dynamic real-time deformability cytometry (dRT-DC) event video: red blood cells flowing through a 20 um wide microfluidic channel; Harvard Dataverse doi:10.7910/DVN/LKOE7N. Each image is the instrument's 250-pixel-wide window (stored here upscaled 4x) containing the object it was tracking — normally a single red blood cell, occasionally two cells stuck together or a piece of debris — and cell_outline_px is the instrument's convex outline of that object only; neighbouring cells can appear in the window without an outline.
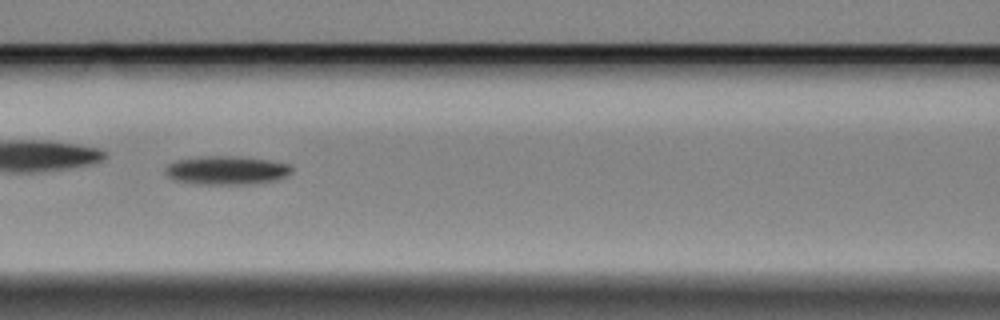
{"species": "Egyptian fruit bat (a non-hibernating species)", "species_latin": "Rousettus aegyptiacus", "temperature_condition": "cold", "stored_images_in_passage": 58, "camera_frame_rate_fps": 3000, "um_per_image_px": 0.085, "animal": {"sex": "female"}, "frame": {"image": 1, "passage_image": 25, "time_ms": 8.0, "image_size_px": [1000, 320], "cell_outline_px": [[292, 172], [276, 180], [252, 184], [200, 184], [176, 180], [168, 176], [164, 172], [164, 168], [168, 164], [176, 160], [200, 156], [228, 156], [268, 160], [288, 164], [292, 168]], "centroid_in_image_um": [19.22, 14.47], "position_along_channel_um": 147.4, "area_um2": 20.92}, "authors_computed_cell_mechanics": {"area_um2": 19.1318, "velocity_mm_per_s": 3.3221, "shape_relaxation_time_tau1_ms": 1.7454, "shape_relaxation_time_tau2_ms": null, "deformation_change_tau1": 0.0752, "deformation_change_tau2": null}}